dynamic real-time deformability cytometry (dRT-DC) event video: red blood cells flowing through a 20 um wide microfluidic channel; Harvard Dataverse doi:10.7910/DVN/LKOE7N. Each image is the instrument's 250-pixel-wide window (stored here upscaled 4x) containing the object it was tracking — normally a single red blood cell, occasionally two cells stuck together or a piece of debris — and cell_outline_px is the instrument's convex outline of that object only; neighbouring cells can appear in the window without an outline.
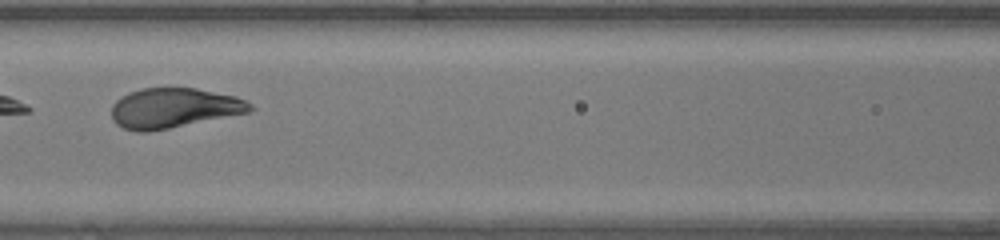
{"species": "human", "species_latin": "Homo sapiens", "temperature_condition": "warm", "stored_images_in_passage": 42, "segment_of_instrument_passage": [2, 2], "camera_frame_rate_fps": 3000, "um_per_image_px": 0.085, "donor": {"sex": "female"}, "frame": {"image": 1, "passage_image": 16, "time_ms": 5.0, "image_size_px": [1000, 240], "cell_outline_px": [[256, 108], [252, 112], [148, 132], [136, 132], [124, 128], [116, 124], [112, 120], [112, 104], [120, 96], [128, 92], [140, 88], [196, 88], [236, 96], [252, 104]], "centroid_in_image_um": [14.78, 9.18], "position_along_channel_um": 151.8, "area_um2": 32.54}}
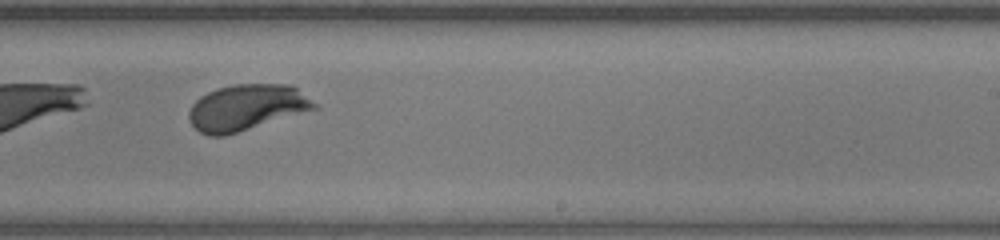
{"frame": {"image": 2, "passage_image": 24, "time_ms": 7.667, "image_size_px": [1000, 240], "cell_outline_px": [[320, 108], [224, 136], [208, 136], [200, 132], [188, 120], [188, 112], [192, 104], [200, 96], [216, 88], [232, 84], [292, 84], [320, 104]], "centroid_in_image_um": [21.0, 9.12], "position_along_channel_um": 268.0, "area_um2": 34.1}}
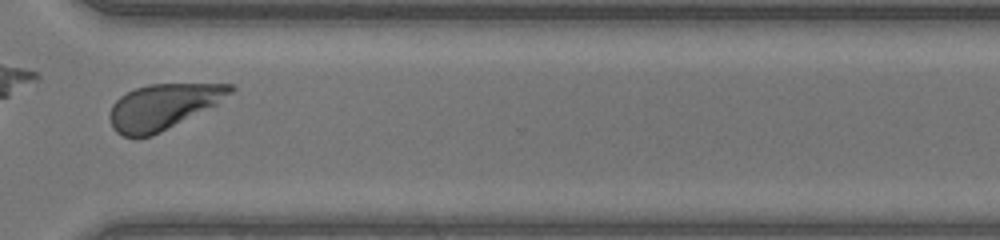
{"frame": {"image": 3, "passage_image": 30, "time_ms": 9.667, "image_size_px": [1000, 240], "cell_outline_px": [[236, 88], [232, 92], [216, 104], [152, 136], [124, 136], [116, 132], [112, 128], [108, 116], [112, 104], [120, 96], [136, 88], [148, 84], [236, 84]], "centroid_in_image_um": [13.83, 9.05], "position_along_channel_um": 356.8, "area_um2": 31.5}}